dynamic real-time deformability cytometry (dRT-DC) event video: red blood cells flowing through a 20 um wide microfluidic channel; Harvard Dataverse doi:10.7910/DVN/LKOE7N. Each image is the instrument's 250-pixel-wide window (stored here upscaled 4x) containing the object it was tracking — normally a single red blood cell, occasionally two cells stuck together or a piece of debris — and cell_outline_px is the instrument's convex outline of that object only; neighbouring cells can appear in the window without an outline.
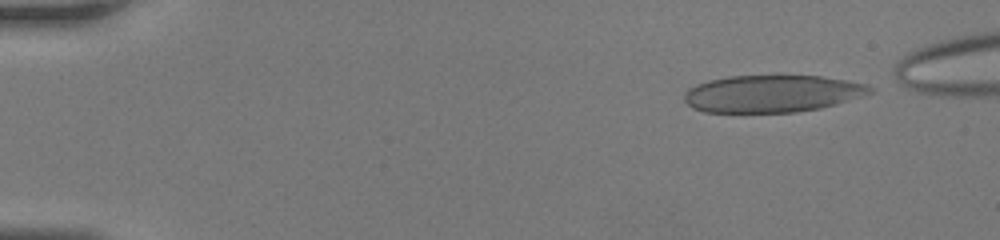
{"species": "human", "species_latin": "Homo sapiens", "temperature_condition": "room temperature", "stored_images_in_passage": 50, "camera_frame_rate_fps": 3000, "um_per_image_px": 0.085, "donor": {"sex": "female"}, "frame": {"image": 1, "passage_image": 1, "time_ms": 0.0, "image_size_px": [1000, 240], "cell_outline_px": [[876, 92], [836, 104], [820, 108], [796, 112], [704, 112], [692, 108], [684, 100], [684, 92], [688, 88], [696, 84], [708, 80], [728, 76], [820, 76], [868, 84], [876, 88]], "centroid_in_image_um": [65.65, 7.96], "position_along_channel_um": 19.4, "area_um2": 40.46}}
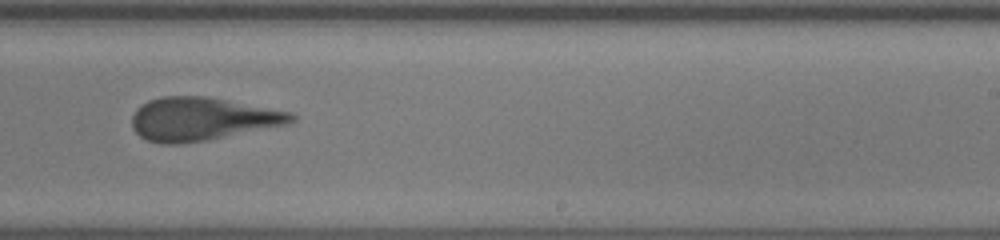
{"frame": {"image": 2, "passage_image": 31, "time_ms": 10.0, "image_size_px": [1000, 240], "cell_outline_px": [[296, 120], [288, 124], [208, 140], [180, 144], [160, 144], [144, 140], [132, 128], [132, 116], [136, 108], [140, 104], [148, 100], [164, 96], [204, 96], [292, 112], [296, 116]], "centroid_in_image_um": [17.13, 10.12], "position_along_channel_um": 271.9, "area_um2": 40.23}}
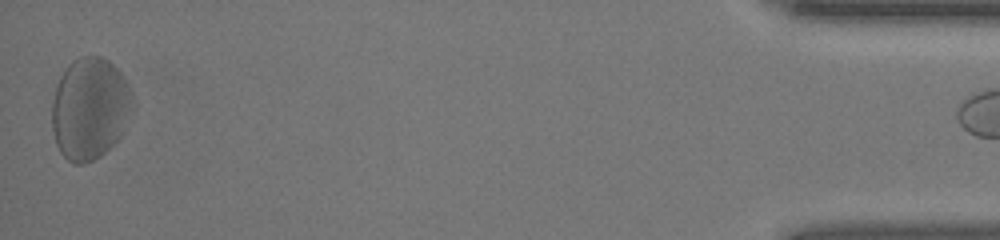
{"frame": {"image": 3, "passage_image": 50, "time_ms": 16.333, "image_size_px": [1000, 240], "cell_outline_px": [[132, 100], [120, 136], [100, 156], [84, 164], [72, 164], [60, 152], [56, 144], [52, 128], [52, 100], [56, 84], [60, 76], [68, 64], [72, 60], [80, 56], [100, 56], [108, 60], [120, 72], [132, 96]], "centroid_in_image_um": [7.56, 9.22], "position_along_channel_um": 427.6, "area_um2": 47.34}, "authors_computed_cell_mechanics": {"area_um2": 41.038, "velocity_mm_per_s": 3.7935, "shape_relaxation_time_tau1_ms": 5.4246, "shape_relaxation_time_tau2_ms": 1.4712, "deformation_change_tau1": 0.1763, "deformation_change_tau2": 0.0994}}